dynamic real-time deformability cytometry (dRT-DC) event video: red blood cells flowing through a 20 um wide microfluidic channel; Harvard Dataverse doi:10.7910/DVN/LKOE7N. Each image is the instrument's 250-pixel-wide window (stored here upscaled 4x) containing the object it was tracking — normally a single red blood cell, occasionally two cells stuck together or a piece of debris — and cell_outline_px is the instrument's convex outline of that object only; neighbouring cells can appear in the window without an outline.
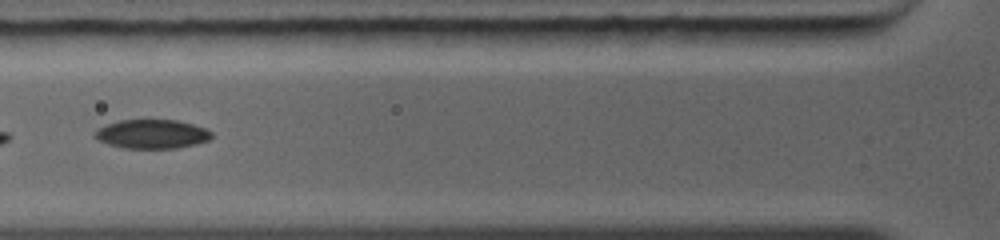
{"species": "common noctule bat (a hibernating species)", "species_latin": "Nyctalus noctula", "temperature_condition": "warm", "stored_images_in_passage": 6, "camera_frame_rate_fps": 5000, "um_per_image_px": 0.085, "animal": {"sex": "female", "body_mass_g": 19.0, "forearm_length_mm": 56.7}, "frame": {"image": 1, "passage_image": 3, "time_ms": 1.6, "image_size_px": [1000, 240], "cell_outline_px": [[212, 136], [208, 140], [196, 144], [176, 148], [124, 148], [108, 144], [92, 136], [96, 128], [120, 120], [176, 120], [192, 124], [204, 128], [212, 132]], "centroid_in_image_um": [12.89, 11.39], "position_along_channel_um": 112.9, "area_um2": 19.65}}
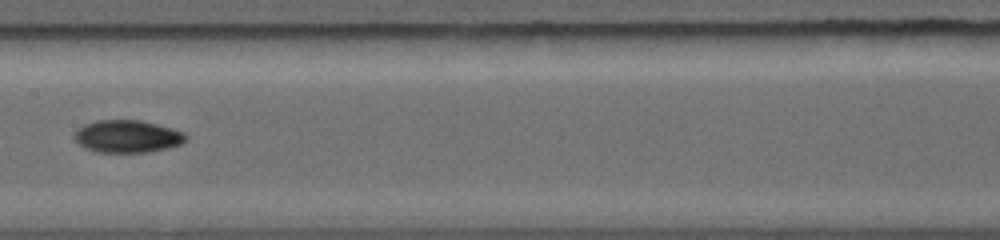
{"frame": {"image": 2, "passage_image": 5, "time_ms": 3.4, "image_size_px": [1000, 240], "cell_outline_px": [[188, 136], [180, 144], [168, 148], [148, 152], [100, 152], [84, 148], [76, 140], [76, 132], [84, 124], [96, 120], [140, 120], [172, 128], [184, 132]], "centroid_in_image_um": [10.85, 11.59], "position_along_channel_um": 196.5, "area_um2": 20.87}}
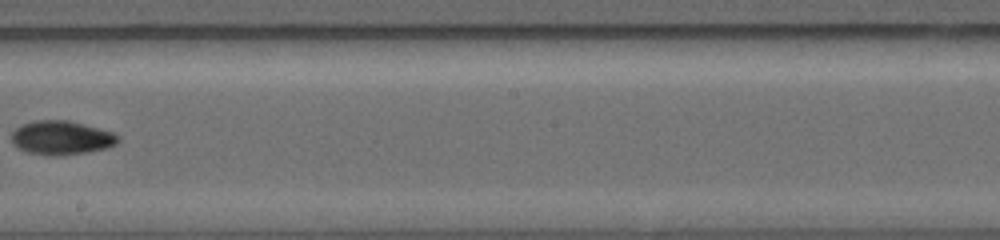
{"frame": {"image": 3, "passage_image": 6, "time_ms": 4.4, "image_size_px": [1000, 240], "cell_outline_px": [[120, 140], [116, 144], [108, 148], [88, 152], [60, 156], [52, 156], [28, 152], [16, 148], [12, 144], [12, 132], [20, 124], [36, 120], [68, 120], [84, 124], [112, 132], [120, 136]], "centroid_in_image_um": [5.21, 11.71], "position_along_channel_um": 243.0, "area_um2": 21.33}}